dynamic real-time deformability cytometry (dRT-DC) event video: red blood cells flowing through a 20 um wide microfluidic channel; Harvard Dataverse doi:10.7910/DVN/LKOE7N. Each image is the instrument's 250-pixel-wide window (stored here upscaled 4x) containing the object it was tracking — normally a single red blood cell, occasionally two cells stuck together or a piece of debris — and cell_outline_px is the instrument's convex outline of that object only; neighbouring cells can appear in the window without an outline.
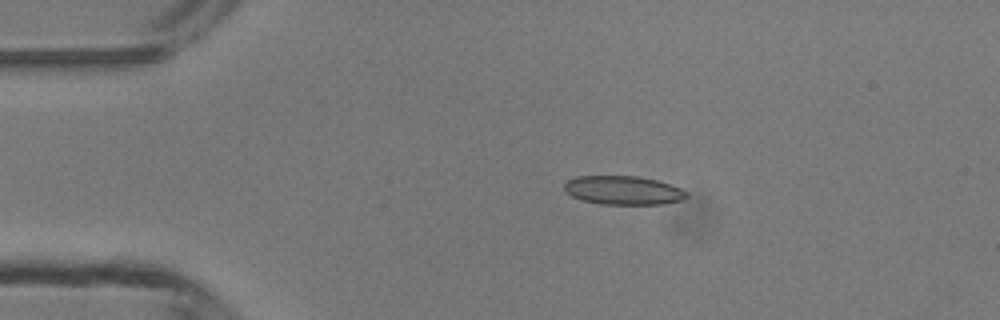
{"species": "common noctule bat (a hibernating species)", "species_latin": "Nyctalus noctula", "temperature_condition": "room temperature", "stored_images_in_passage": 4, "camera_frame_rate_fps": 3000, "um_per_image_px": 0.085, "animal": {"sex": "male", "body_mass_g": 13.3}, "frame": {"image": 1, "passage_image": 3, "time_ms": 3.0, "image_size_px": [1000, 320], "cell_outline_px": [[688, 196], [684, 200], [664, 204], [600, 204], [584, 200], [572, 196], [564, 188], [564, 184], [568, 180], [576, 176], [640, 176], [656, 180], [680, 188], [688, 192]], "centroid_in_image_um": [53.01, 16.17], "position_along_channel_um": 32.0, "area_um2": 20.46}}